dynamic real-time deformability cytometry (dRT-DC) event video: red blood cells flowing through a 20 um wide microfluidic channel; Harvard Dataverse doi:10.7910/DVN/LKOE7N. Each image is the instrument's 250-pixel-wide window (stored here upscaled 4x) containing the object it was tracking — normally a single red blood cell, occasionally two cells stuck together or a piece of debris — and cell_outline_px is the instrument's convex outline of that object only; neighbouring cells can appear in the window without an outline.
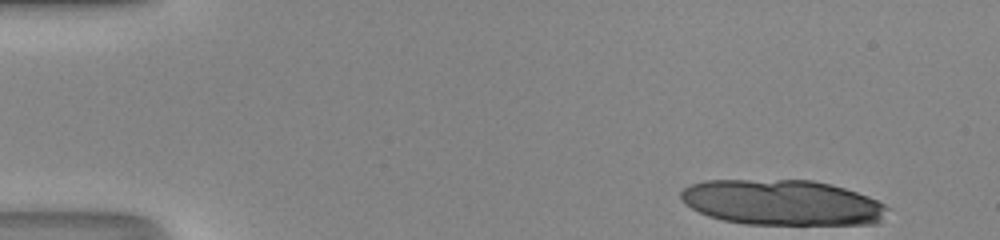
{"species": "human", "species_latin": "Homo sapiens", "temperature_condition": "room temperature", "stored_images_in_passage": 13, "camera_frame_rate_fps": 3000, "um_per_image_px": 0.085, "donor": {"sex": "male"}, "frame": {"image": 1, "passage_image": 1, "time_ms": 0.0, "image_size_px": [1000, 240], "cell_outline_px": [[888, 208], [880, 224], [744, 224], [724, 220], [708, 216], [684, 204], [680, 200], [680, 192], [684, 188], [692, 184], [704, 180], [812, 180], [832, 184], [868, 196], [884, 204]], "centroid_in_image_um": [66.48, 17.21], "position_along_channel_um": 18.5, "area_um2": 54.85}}